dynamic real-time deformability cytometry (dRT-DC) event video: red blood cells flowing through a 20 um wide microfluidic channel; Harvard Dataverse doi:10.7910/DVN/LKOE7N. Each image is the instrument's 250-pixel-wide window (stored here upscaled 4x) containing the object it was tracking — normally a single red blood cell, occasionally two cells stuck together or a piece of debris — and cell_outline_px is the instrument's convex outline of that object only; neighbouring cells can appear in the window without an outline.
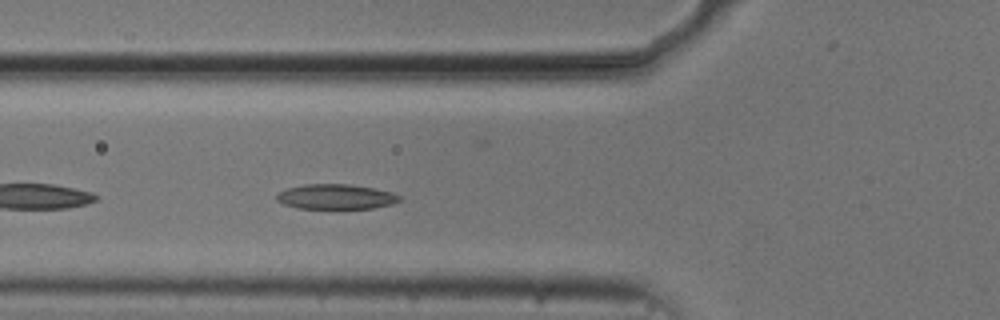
{"species": "common noctule bat (a hibernating species)", "species_latin": "Nyctalus noctula", "temperature_condition": "cold", "stored_images_in_passage": 40, "camera_frame_rate_fps": 3000, "um_per_image_px": 0.085, "animal": {"sex": "male", "body_mass_g": 20.5, "forearm_length_mm": 52.5}, "frame": {"image": 1, "passage_image": 5, "time_ms": 1.333, "image_size_px": [1000, 320], "cell_outline_px": [[400, 200], [392, 204], [372, 208], [296, 208], [284, 204], [276, 200], [276, 196], [280, 192], [288, 188], [304, 184], [352, 184], [376, 188], [392, 192], [400, 196]], "centroid_in_image_um": [28.56, 16.71], "position_along_channel_um": 97.2, "area_um2": 17.86}}
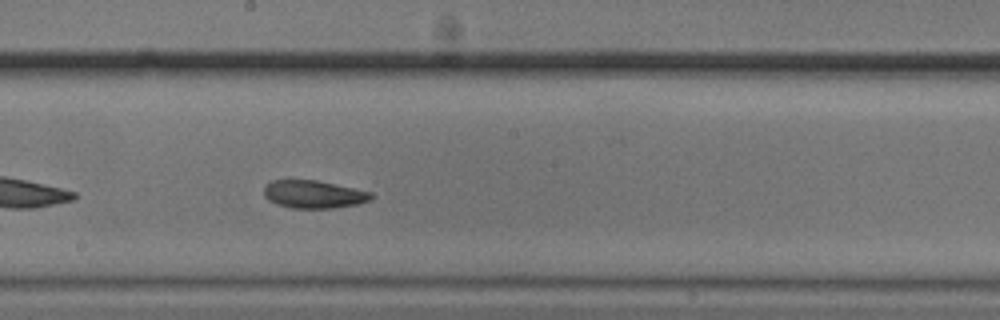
{"frame": {"image": 2, "passage_image": 15, "time_ms": 4.667, "image_size_px": [1000, 320], "cell_outline_px": [[372, 200], [356, 204], [332, 208], [292, 208], [276, 204], [268, 200], [264, 196], [264, 184], [272, 180], [316, 180], [372, 192]], "centroid_in_image_um": [26.62, 16.51], "position_along_channel_um": 221.6, "area_um2": 17.4}}
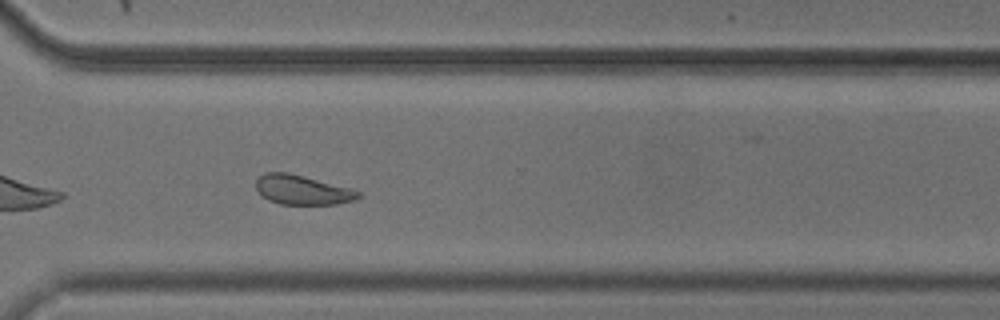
{"frame": {"image": 3, "passage_image": 25, "time_ms": 8.0, "image_size_px": [1000, 320], "cell_outline_px": [[360, 196], [352, 200], [336, 204], [280, 204], [268, 200], [256, 188], [256, 180], [264, 172], [288, 172], [352, 188], [360, 192]], "centroid_in_image_um": [25.69, 16.13], "position_along_channel_um": 344.9, "area_um2": 17.46}, "authors_computed_cell_mechanics": {"area_um2": 17.8891, "velocity_mm_per_s": 3.713, "shape_relaxation_time_tau1_ms": 3.9998, "shape_relaxation_time_tau2_ms": 4.5485, "deformation_change_tau1": 0.1025, "deformation_change_tau2": 0.1029}}